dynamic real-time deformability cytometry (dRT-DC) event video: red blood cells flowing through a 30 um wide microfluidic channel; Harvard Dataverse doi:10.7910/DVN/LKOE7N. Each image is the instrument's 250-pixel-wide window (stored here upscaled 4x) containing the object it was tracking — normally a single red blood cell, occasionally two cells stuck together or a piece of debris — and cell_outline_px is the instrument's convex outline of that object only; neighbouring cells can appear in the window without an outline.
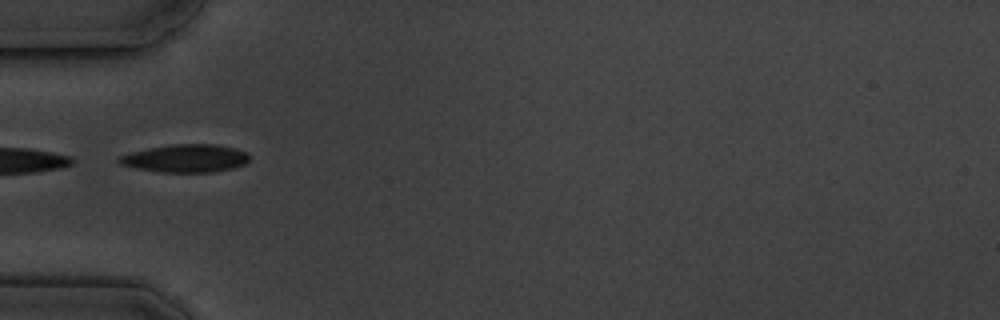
{"species": "common noctule bat (a hibernating species)", "species_latin": "Nyctalus noctula", "temperature_condition": "cold", "stored_images_in_passage": 10, "camera_frame_rate_fps": 3000, "um_per_image_px": 0.085, "animal": {"sex": "male", "body_mass_g": 19.5, "forearm_length_mm": 54.6}, "frame": {"image": 1, "passage_image": 2, "time_ms": 1.0, "image_size_px": [1000, 320], "cell_outline_px": [[248, 160], [244, 164], [232, 168], [216, 172], [160, 172], [136, 168], [120, 164], [116, 160], [120, 156], [132, 152], [148, 148], [172, 144], [216, 144], [232, 148], [244, 152], [248, 156]], "centroid_in_image_um": [15.74, 13.46], "position_along_channel_um": 69.3, "area_um2": 20.98}, "authors_computed_cell_mechanics": {"area_um2": 20.6057, "velocity_mm_per_s": 3.4914, "shape_relaxation_time_tau1_ms": 1.6614, "shape_relaxation_time_tau2_ms": null, "deformation_change_tau1": 0.0746, "deformation_change_tau2": null}}